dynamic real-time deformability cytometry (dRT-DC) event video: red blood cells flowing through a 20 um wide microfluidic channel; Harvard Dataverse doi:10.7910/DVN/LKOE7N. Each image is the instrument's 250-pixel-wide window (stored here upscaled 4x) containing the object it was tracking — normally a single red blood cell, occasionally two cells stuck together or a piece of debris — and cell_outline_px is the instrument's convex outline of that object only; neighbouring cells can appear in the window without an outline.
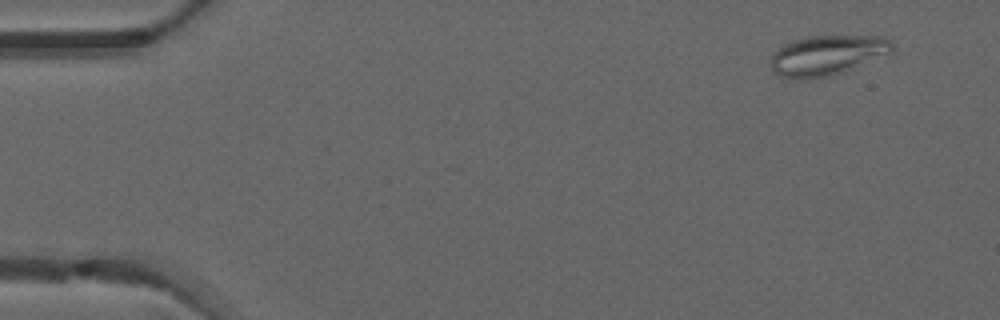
{"species": "common noctule bat (a hibernating species)", "species_latin": "Nyctalus noctula", "temperature_condition": "warm", "stored_images_in_passage": 4, "camera_frame_rate_fps": 3000, "um_per_image_px": 0.085, "animal": {"sex": "male", "forearm_length_mm": 52.5}, "frame": {"image": 1, "passage_image": 1, "time_ms": 0.0, "image_size_px": [1000, 320], "cell_outline_px": [[896, 48], [892, 52], [840, 72], [828, 76], [800, 80], [780, 76], [772, 72], [768, 64], [772, 52], [784, 44], [792, 40], [808, 36], [884, 36], [892, 40]], "centroid_in_image_um": [70.25, 4.68], "position_along_channel_um": 14.8, "area_um2": 28.55}}